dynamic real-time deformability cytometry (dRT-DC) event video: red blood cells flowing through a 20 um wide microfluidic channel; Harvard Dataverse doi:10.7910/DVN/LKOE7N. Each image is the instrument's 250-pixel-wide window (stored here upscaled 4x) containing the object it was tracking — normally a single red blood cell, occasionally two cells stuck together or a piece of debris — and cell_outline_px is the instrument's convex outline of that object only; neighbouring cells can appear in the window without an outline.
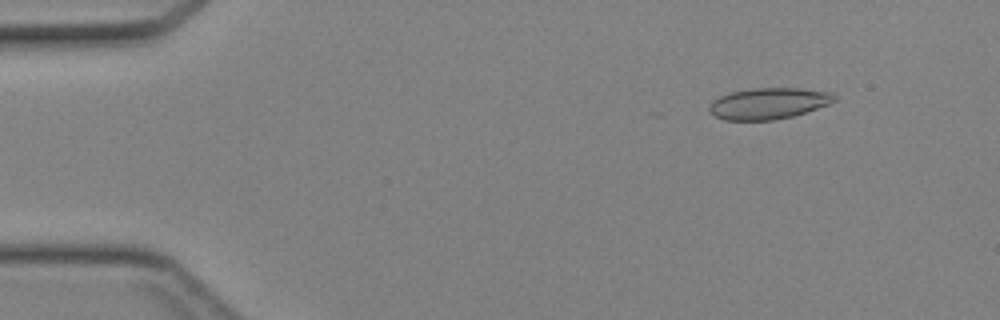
{"species": "Egyptian fruit bat (a non-hibernating species)", "species_latin": "Rousettus aegyptiacus", "temperature_condition": "cold", "stored_images_in_passage": 17, "camera_frame_rate_fps": 3000, "um_per_image_px": 0.085, "animal": {"sex": "female"}, "frame": {"image": 1, "passage_image": 1, "time_ms": 0.0, "image_size_px": [1000, 320], "cell_outline_px": [[836, 100], [828, 104], [792, 116], [772, 120], [724, 120], [716, 116], [708, 108], [720, 96], [732, 92], [752, 88], [800, 88], [832, 92], [836, 96]], "centroid_in_image_um": [65.36, 8.78], "position_along_channel_um": 19.6, "area_um2": 22.43}}
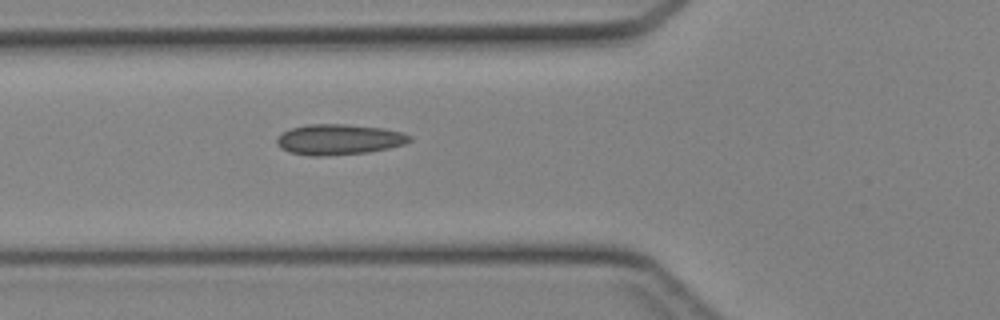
{"frame": {"image": 2, "passage_image": 12, "time_ms": 3.667, "image_size_px": [1000, 320], "cell_outline_px": [[412, 140], [404, 144], [388, 148], [368, 152], [324, 156], [312, 156], [288, 152], [280, 148], [276, 144], [276, 140], [280, 132], [292, 128], [308, 124], [344, 124], [380, 128], [400, 132], [412, 136]], "centroid_in_image_um": [28.75, 11.86], "position_along_channel_um": 97.0, "area_um2": 23.64}}
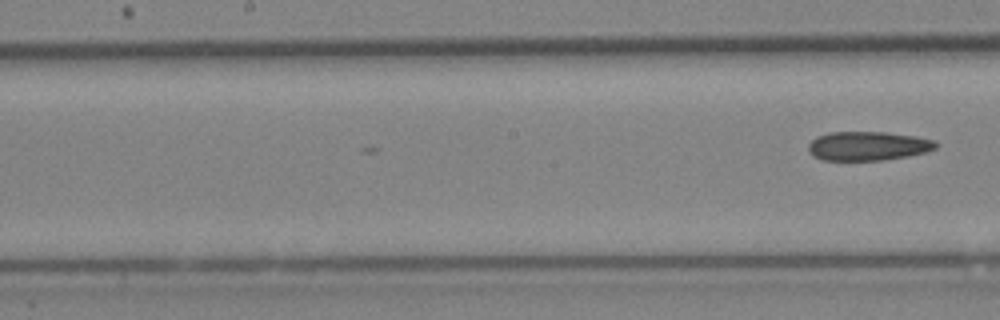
{"frame": {"image": 3, "passage_image": 17, "time_ms": 5.333, "image_size_px": [1000, 320], "cell_outline_px": [[940, 144], [936, 148], [928, 152], [908, 156], [884, 160], [820, 160], [812, 156], [808, 148], [808, 144], [816, 136], [828, 132], [884, 132], [912, 136], [932, 140]], "centroid_in_image_um": [73.75, 12.41], "position_along_channel_um": 174.5, "area_um2": 21.68}}